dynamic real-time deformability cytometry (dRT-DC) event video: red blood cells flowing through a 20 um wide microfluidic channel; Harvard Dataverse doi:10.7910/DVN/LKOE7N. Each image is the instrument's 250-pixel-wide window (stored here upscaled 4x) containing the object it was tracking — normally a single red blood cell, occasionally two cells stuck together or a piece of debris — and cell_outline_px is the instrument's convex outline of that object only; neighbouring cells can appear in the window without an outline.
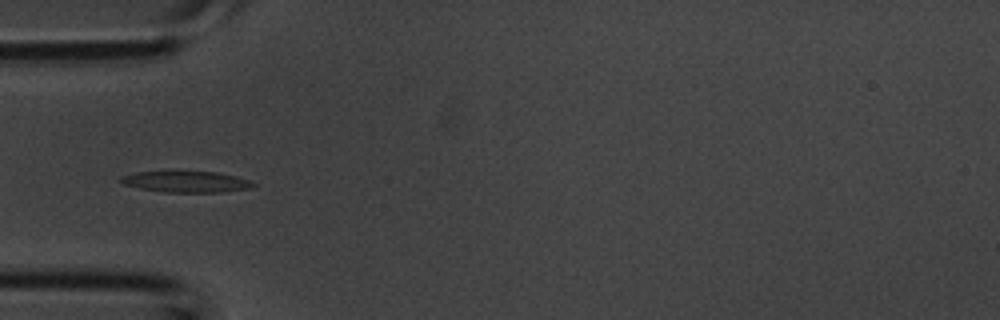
{"species": "common noctule bat (a hibernating species)", "species_latin": "Nyctalus noctula", "temperature_condition": "room temperature", "stored_images_in_passage": 2, "camera_frame_rate_fps": 3000, "um_per_image_px": 0.085, "animal": {"sex": "male", "body_mass_g": 20.1, "forearm_length_mm": 53.5}, "frame": {"image": 1, "passage_image": 2, "time_ms": 0.333, "image_size_px": [1000, 320], "cell_outline_px": [[256, 184], [252, 188], [220, 192], [164, 192], [140, 188], [124, 184], [120, 180], [120, 176], [136, 172], [172, 168], [216, 172], [236, 176], [248, 180]], "centroid_in_image_um": [15.77, 15.39], "position_along_channel_um": 69.2, "area_um2": 17.22}}